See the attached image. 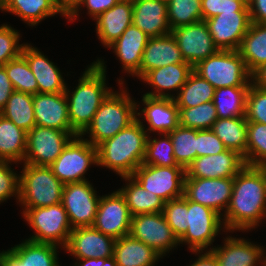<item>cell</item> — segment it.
Instances as JSON below:
<instances>
[{"label": "cell", "mask_w": 266, "mask_h": 266, "mask_svg": "<svg viewBox=\"0 0 266 266\" xmlns=\"http://www.w3.org/2000/svg\"><path fill=\"white\" fill-rule=\"evenodd\" d=\"M99 266H118L115 258L112 256L110 258H99Z\"/></svg>", "instance_id": "cell-58"}, {"label": "cell", "mask_w": 266, "mask_h": 266, "mask_svg": "<svg viewBox=\"0 0 266 266\" xmlns=\"http://www.w3.org/2000/svg\"><path fill=\"white\" fill-rule=\"evenodd\" d=\"M171 230L179 239L187 230V198L185 196L164 203L162 211Z\"/></svg>", "instance_id": "cell-44"}, {"label": "cell", "mask_w": 266, "mask_h": 266, "mask_svg": "<svg viewBox=\"0 0 266 266\" xmlns=\"http://www.w3.org/2000/svg\"><path fill=\"white\" fill-rule=\"evenodd\" d=\"M178 92L173 98L177 107L190 108L213 101L215 88L193 70Z\"/></svg>", "instance_id": "cell-37"}, {"label": "cell", "mask_w": 266, "mask_h": 266, "mask_svg": "<svg viewBox=\"0 0 266 266\" xmlns=\"http://www.w3.org/2000/svg\"><path fill=\"white\" fill-rule=\"evenodd\" d=\"M238 52L250 74L266 64V25L252 22Z\"/></svg>", "instance_id": "cell-32"}, {"label": "cell", "mask_w": 266, "mask_h": 266, "mask_svg": "<svg viewBox=\"0 0 266 266\" xmlns=\"http://www.w3.org/2000/svg\"><path fill=\"white\" fill-rule=\"evenodd\" d=\"M21 55L26 59L37 84L38 93H64L66 83L61 72L53 62L49 61L37 48L25 44Z\"/></svg>", "instance_id": "cell-23"}, {"label": "cell", "mask_w": 266, "mask_h": 266, "mask_svg": "<svg viewBox=\"0 0 266 266\" xmlns=\"http://www.w3.org/2000/svg\"><path fill=\"white\" fill-rule=\"evenodd\" d=\"M121 93L111 92L99 106L92 123L81 136L89 133L93 146H98L106 139L114 137L122 129L137 119V103L129 96L127 90ZM132 99V100H131Z\"/></svg>", "instance_id": "cell-5"}, {"label": "cell", "mask_w": 266, "mask_h": 266, "mask_svg": "<svg viewBox=\"0 0 266 266\" xmlns=\"http://www.w3.org/2000/svg\"><path fill=\"white\" fill-rule=\"evenodd\" d=\"M9 163L11 164V161L0 160V202H4L15 194L19 199L20 176L11 170Z\"/></svg>", "instance_id": "cell-48"}, {"label": "cell", "mask_w": 266, "mask_h": 266, "mask_svg": "<svg viewBox=\"0 0 266 266\" xmlns=\"http://www.w3.org/2000/svg\"><path fill=\"white\" fill-rule=\"evenodd\" d=\"M2 11H7L18 15L29 26L37 25L45 17H51L61 13L57 0H6Z\"/></svg>", "instance_id": "cell-31"}, {"label": "cell", "mask_w": 266, "mask_h": 266, "mask_svg": "<svg viewBox=\"0 0 266 266\" xmlns=\"http://www.w3.org/2000/svg\"><path fill=\"white\" fill-rule=\"evenodd\" d=\"M265 178H266V165L264 166Z\"/></svg>", "instance_id": "cell-62"}, {"label": "cell", "mask_w": 266, "mask_h": 266, "mask_svg": "<svg viewBox=\"0 0 266 266\" xmlns=\"http://www.w3.org/2000/svg\"><path fill=\"white\" fill-rule=\"evenodd\" d=\"M116 239L105 235L93 226L73 228L65 250L75 258H110Z\"/></svg>", "instance_id": "cell-19"}, {"label": "cell", "mask_w": 266, "mask_h": 266, "mask_svg": "<svg viewBox=\"0 0 266 266\" xmlns=\"http://www.w3.org/2000/svg\"><path fill=\"white\" fill-rule=\"evenodd\" d=\"M41 262L35 258L11 254L0 266H41Z\"/></svg>", "instance_id": "cell-53"}, {"label": "cell", "mask_w": 266, "mask_h": 266, "mask_svg": "<svg viewBox=\"0 0 266 266\" xmlns=\"http://www.w3.org/2000/svg\"><path fill=\"white\" fill-rule=\"evenodd\" d=\"M219 50H238L250 25L249 11H227L204 20Z\"/></svg>", "instance_id": "cell-16"}, {"label": "cell", "mask_w": 266, "mask_h": 266, "mask_svg": "<svg viewBox=\"0 0 266 266\" xmlns=\"http://www.w3.org/2000/svg\"><path fill=\"white\" fill-rule=\"evenodd\" d=\"M0 114L26 132L36 126L33 95L14 91Z\"/></svg>", "instance_id": "cell-35"}, {"label": "cell", "mask_w": 266, "mask_h": 266, "mask_svg": "<svg viewBox=\"0 0 266 266\" xmlns=\"http://www.w3.org/2000/svg\"><path fill=\"white\" fill-rule=\"evenodd\" d=\"M14 92L4 66H0V111L5 107L10 95Z\"/></svg>", "instance_id": "cell-52"}, {"label": "cell", "mask_w": 266, "mask_h": 266, "mask_svg": "<svg viewBox=\"0 0 266 266\" xmlns=\"http://www.w3.org/2000/svg\"><path fill=\"white\" fill-rule=\"evenodd\" d=\"M113 257L118 266H154L161 256L153 248L128 234L116 239Z\"/></svg>", "instance_id": "cell-29"}, {"label": "cell", "mask_w": 266, "mask_h": 266, "mask_svg": "<svg viewBox=\"0 0 266 266\" xmlns=\"http://www.w3.org/2000/svg\"><path fill=\"white\" fill-rule=\"evenodd\" d=\"M246 166L244 157L233 150L197 157L185 169V178L235 177Z\"/></svg>", "instance_id": "cell-18"}, {"label": "cell", "mask_w": 266, "mask_h": 266, "mask_svg": "<svg viewBox=\"0 0 266 266\" xmlns=\"http://www.w3.org/2000/svg\"><path fill=\"white\" fill-rule=\"evenodd\" d=\"M177 63L187 62H185L174 36L169 33L160 37H151L142 54L137 76L141 79L150 70Z\"/></svg>", "instance_id": "cell-22"}, {"label": "cell", "mask_w": 266, "mask_h": 266, "mask_svg": "<svg viewBox=\"0 0 266 266\" xmlns=\"http://www.w3.org/2000/svg\"><path fill=\"white\" fill-rule=\"evenodd\" d=\"M145 190L164 202L184 196L185 169L141 164L131 175Z\"/></svg>", "instance_id": "cell-11"}, {"label": "cell", "mask_w": 266, "mask_h": 266, "mask_svg": "<svg viewBox=\"0 0 266 266\" xmlns=\"http://www.w3.org/2000/svg\"><path fill=\"white\" fill-rule=\"evenodd\" d=\"M129 234L153 248L161 257L180 244L162 212L133 216Z\"/></svg>", "instance_id": "cell-13"}, {"label": "cell", "mask_w": 266, "mask_h": 266, "mask_svg": "<svg viewBox=\"0 0 266 266\" xmlns=\"http://www.w3.org/2000/svg\"><path fill=\"white\" fill-rule=\"evenodd\" d=\"M246 165H266V124L247 122Z\"/></svg>", "instance_id": "cell-42"}, {"label": "cell", "mask_w": 266, "mask_h": 266, "mask_svg": "<svg viewBox=\"0 0 266 266\" xmlns=\"http://www.w3.org/2000/svg\"><path fill=\"white\" fill-rule=\"evenodd\" d=\"M36 125L62 131L71 128L68 102L64 93H37L33 95Z\"/></svg>", "instance_id": "cell-20"}, {"label": "cell", "mask_w": 266, "mask_h": 266, "mask_svg": "<svg viewBox=\"0 0 266 266\" xmlns=\"http://www.w3.org/2000/svg\"><path fill=\"white\" fill-rule=\"evenodd\" d=\"M222 219L227 231L251 230L266 216L264 166L246 165L235 177L232 195Z\"/></svg>", "instance_id": "cell-2"}, {"label": "cell", "mask_w": 266, "mask_h": 266, "mask_svg": "<svg viewBox=\"0 0 266 266\" xmlns=\"http://www.w3.org/2000/svg\"><path fill=\"white\" fill-rule=\"evenodd\" d=\"M23 216L35 234L12 247L13 254L35 258L41 263L57 259V246L66 247L73 229L62 203L48 207L24 208Z\"/></svg>", "instance_id": "cell-1"}, {"label": "cell", "mask_w": 266, "mask_h": 266, "mask_svg": "<svg viewBox=\"0 0 266 266\" xmlns=\"http://www.w3.org/2000/svg\"><path fill=\"white\" fill-rule=\"evenodd\" d=\"M247 122L266 124V90L250 85L246 97Z\"/></svg>", "instance_id": "cell-46"}, {"label": "cell", "mask_w": 266, "mask_h": 266, "mask_svg": "<svg viewBox=\"0 0 266 266\" xmlns=\"http://www.w3.org/2000/svg\"><path fill=\"white\" fill-rule=\"evenodd\" d=\"M193 70L215 89L251 85V74L238 50H219L199 62Z\"/></svg>", "instance_id": "cell-7"}, {"label": "cell", "mask_w": 266, "mask_h": 266, "mask_svg": "<svg viewBox=\"0 0 266 266\" xmlns=\"http://www.w3.org/2000/svg\"><path fill=\"white\" fill-rule=\"evenodd\" d=\"M120 0H82L80 4L66 17L73 21L77 17V13L79 12V6H86L88 10V14L93 17V20L96 19L99 15H101L106 10L113 7ZM72 19V20H71Z\"/></svg>", "instance_id": "cell-50"}, {"label": "cell", "mask_w": 266, "mask_h": 266, "mask_svg": "<svg viewBox=\"0 0 266 266\" xmlns=\"http://www.w3.org/2000/svg\"><path fill=\"white\" fill-rule=\"evenodd\" d=\"M211 130L228 150L244 157L246 163L247 120L245 117L218 118Z\"/></svg>", "instance_id": "cell-33"}, {"label": "cell", "mask_w": 266, "mask_h": 266, "mask_svg": "<svg viewBox=\"0 0 266 266\" xmlns=\"http://www.w3.org/2000/svg\"><path fill=\"white\" fill-rule=\"evenodd\" d=\"M14 91L35 95L38 93V84L26 59L20 55L4 65Z\"/></svg>", "instance_id": "cell-40"}, {"label": "cell", "mask_w": 266, "mask_h": 266, "mask_svg": "<svg viewBox=\"0 0 266 266\" xmlns=\"http://www.w3.org/2000/svg\"><path fill=\"white\" fill-rule=\"evenodd\" d=\"M105 68L104 62L98 59L84 72L71 95L66 87L65 96L68 102L70 124L78 135H81L92 123L99 106L113 91L106 87Z\"/></svg>", "instance_id": "cell-4"}, {"label": "cell", "mask_w": 266, "mask_h": 266, "mask_svg": "<svg viewBox=\"0 0 266 266\" xmlns=\"http://www.w3.org/2000/svg\"><path fill=\"white\" fill-rule=\"evenodd\" d=\"M82 0H57L59 9L67 17Z\"/></svg>", "instance_id": "cell-56"}, {"label": "cell", "mask_w": 266, "mask_h": 266, "mask_svg": "<svg viewBox=\"0 0 266 266\" xmlns=\"http://www.w3.org/2000/svg\"><path fill=\"white\" fill-rule=\"evenodd\" d=\"M190 266H219L215 255L209 250L199 255V258Z\"/></svg>", "instance_id": "cell-55"}, {"label": "cell", "mask_w": 266, "mask_h": 266, "mask_svg": "<svg viewBox=\"0 0 266 266\" xmlns=\"http://www.w3.org/2000/svg\"><path fill=\"white\" fill-rule=\"evenodd\" d=\"M168 134L177 163L186 169L197 158V130L179 125Z\"/></svg>", "instance_id": "cell-38"}, {"label": "cell", "mask_w": 266, "mask_h": 266, "mask_svg": "<svg viewBox=\"0 0 266 266\" xmlns=\"http://www.w3.org/2000/svg\"><path fill=\"white\" fill-rule=\"evenodd\" d=\"M129 183L118 189L124 196L129 211L133 216L163 211L164 201L152 192L145 190L132 176L122 177Z\"/></svg>", "instance_id": "cell-30"}, {"label": "cell", "mask_w": 266, "mask_h": 266, "mask_svg": "<svg viewBox=\"0 0 266 266\" xmlns=\"http://www.w3.org/2000/svg\"><path fill=\"white\" fill-rule=\"evenodd\" d=\"M132 4V23L150 38L171 33L167 0H133Z\"/></svg>", "instance_id": "cell-21"}, {"label": "cell", "mask_w": 266, "mask_h": 266, "mask_svg": "<svg viewBox=\"0 0 266 266\" xmlns=\"http://www.w3.org/2000/svg\"><path fill=\"white\" fill-rule=\"evenodd\" d=\"M251 22L266 25V0H249Z\"/></svg>", "instance_id": "cell-51"}, {"label": "cell", "mask_w": 266, "mask_h": 266, "mask_svg": "<svg viewBox=\"0 0 266 266\" xmlns=\"http://www.w3.org/2000/svg\"><path fill=\"white\" fill-rule=\"evenodd\" d=\"M6 0H0V10L3 8Z\"/></svg>", "instance_id": "cell-61"}, {"label": "cell", "mask_w": 266, "mask_h": 266, "mask_svg": "<svg viewBox=\"0 0 266 266\" xmlns=\"http://www.w3.org/2000/svg\"><path fill=\"white\" fill-rule=\"evenodd\" d=\"M225 150L223 142L211 129L197 130V157L219 154Z\"/></svg>", "instance_id": "cell-49"}, {"label": "cell", "mask_w": 266, "mask_h": 266, "mask_svg": "<svg viewBox=\"0 0 266 266\" xmlns=\"http://www.w3.org/2000/svg\"><path fill=\"white\" fill-rule=\"evenodd\" d=\"M142 101L145 107L141 113L137 112V116L142 113L144 115L149 129L160 135L168 134L179 126V108L173 98L168 97H150L143 95Z\"/></svg>", "instance_id": "cell-24"}, {"label": "cell", "mask_w": 266, "mask_h": 266, "mask_svg": "<svg viewBox=\"0 0 266 266\" xmlns=\"http://www.w3.org/2000/svg\"><path fill=\"white\" fill-rule=\"evenodd\" d=\"M99 201L100 196L87 180L64 184L61 203L72 228L93 226Z\"/></svg>", "instance_id": "cell-12"}, {"label": "cell", "mask_w": 266, "mask_h": 266, "mask_svg": "<svg viewBox=\"0 0 266 266\" xmlns=\"http://www.w3.org/2000/svg\"><path fill=\"white\" fill-rule=\"evenodd\" d=\"M167 18L171 29L203 21L201 0H167Z\"/></svg>", "instance_id": "cell-39"}, {"label": "cell", "mask_w": 266, "mask_h": 266, "mask_svg": "<svg viewBox=\"0 0 266 266\" xmlns=\"http://www.w3.org/2000/svg\"><path fill=\"white\" fill-rule=\"evenodd\" d=\"M163 137L161 140L159 138L152 140L148 134L143 164L160 167L181 166L175 159L170 135L163 134Z\"/></svg>", "instance_id": "cell-43"}, {"label": "cell", "mask_w": 266, "mask_h": 266, "mask_svg": "<svg viewBox=\"0 0 266 266\" xmlns=\"http://www.w3.org/2000/svg\"><path fill=\"white\" fill-rule=\"evenodd\" d=\"M58 263V260L54 259L53 261L42 263L41 266H60Z\"/></svg>", "instance_id": "cell-60"}, {"label": "cell", "mask_w": 266, "mask_h": 266, "mask_svg": "<svg viewBox=\"0 0 266 266\" xmlns=\"http://www.w3.org/2000/svg\"><path fill=\"white\" fill-rule=\"evenodd\" d=\"M221 220L222 216L213 209L187 199L188 227L179 243H187L193 253H203L220 232Z\"/></svg>", "instance_id": "cell-9"}, {"label": "cell", "mask_w": 266, "mask_h": 266, "mask_svg": "<svg viewBox=\"0 0 266 266\" xmlns=\"http://www.w3.org/2000/svg\"><path fill=\"white\" fill-rule=\"evenodd\" d=\"M192 71L193 67L189 63L170 64L150 70L141 78V80L152 85L154 92H148L144 95L150 97L174 98L173 95L165 93V91L180 90Z\"/></svg>", "instance_id": "cell-28"}, {"label": "cell", "mask_w": 266, "mask_h": 266, "mask_svg": "<svg viewBox=\"0 0 266 266\" xmlns=\"http://www.w3.org/2000/svg\"><path fill=\"white\" fill-rule=\"evenodd\" d=\"M249 0H201L203 21L227 11H249Z\"/></svg>", "instance_id": "cell-47"}, {"label": "cell", "mask_w": 266, "mask_h": 266, "mask_svg": "<svg viewBox=\"0 0 266 266\" xmlns=\"http://www.w3.org/2000/svg\"><path fill=\"white\" fill-rule=\"evenodd\" d=\"M224 246L210 248L219 266H255L261 262L265 266L266 256L261 246L252 244L244 238L226 237Z\"/></svg>", "instance_id": "cell-25"}, {"label": "cell", "mask_w": 266, "mask_h": 266, "mask_svg": "<svg viewBox=\"0 0 266 266\" xmlns=\"http://www.w3.org/2000/svg\"><path fill=\"white\" fill-rule=\"evenodd\" d=\"M138 118L114 137L97 146V166L112 169L124 177L131 176L143 163L148 132Z\"/></svg>", "instance_id": "cell-3"}, {"label": "cell", "mask_w": 266, "mask_h": 266, "mask_svg": "<svg viewBox=\"0 0 266 266\" xmlns=\"http://www.w3.org/2000/svg\"><path fill=\"white\" fill-rule=\"evenodd\" d=\"M19 180V202L24 208L48 207L62 202L64 184L50 167L24 163Z\"/></svg>", "instance_id": "cell-6"}, {"label": "cell", "mask_w": 266, "mask_h": 266, "mask_svg": "<svg viewBox=\"0 0 266 266\" xmlns=\"http://www.w3.org/2000/svg\"><path fill=\"white\" fill-rule=\"evenodd\" d=\"M149 38L132 23L108 48L114 50L123 65L124 71L137 76L141 66L142 54Z\"/></svg>", "instance_id": "cell-26"}, {"label": "cell", "mask_w": 266, "mask_h": 266, "mask_svg": "<svg viewBox=\"0 0 266 266\" xmlns=\"http://www.w3.org/2000/svg\"><path fill=\"white\" fill-rule=\"evenodd\" d=\"M75 266H99V258L79 259V263L76 262Z\"/></svg>", "instance_id": "cell-57"}, {"label": "cell", "mask_w": 266, "mask_h": 266, "mask_svg": "<svg viewBox=\"0 0 266 266\" xmlns=\"http://www.w3.org/2000/svg\"><path fill=\"white\" fill-rule=\"evenodd\" d=\"M251 84L266 90V64L259 66L251 73Z\"/></svg>", "instance_id": "cell-54"}, {"label": "cell", "mask_w": 266, "mask_h": 266, "mask_svg": "<svg viewBox=\"0 0 266 266\" xmlns=\"http://www.w3.org/2000/svg\"><path fill=\"white\" fill-rule=\"evenodd\" d=\"M91 164H98L97 147L78 135L49 167L63 184H67L86 181L84 174Z\"/></svg>", "instance_id": "cell-8"}, {"label": "cell", "mask_w": 266, "mask_h": 266, "mask_svg": "<svg viewBox=\"0 0 266 266\" xmlns=\"http://www.w3.org/2000/svg\"><path fill=\"white\" fill-rule=\"evenodd\" d=\"M234 177L207 179L185 178L184 196L195 203L207 206L220 215L227 209L232 195Z\"/></svg>", "instance_id": "cell-14"}, {"label": "cell", "mask_w": 266, "mask_h": 266, "mask_svg": "<svg viewBox=\"0 0 266 266\" xmlns=\"http://www.w3.org/2000/svg\"><path fill=\"white\" fill-rule=\"evenodd\" d=\"M132 215L119 190L100 197L93 227L105 235L119 239L130 233Z\"/></svg>", "instance_id": "cell-15"}, {"label": "cell", "mask_w": 266, "mask_h": 266, "mask_svg": "<svg viewBox=\"0 0 266 266\" xmlns=\"http://www.w3.org/2000/svg\"><path fill=\"white\" fill-rule=\"evenodd\" d=\"M20 33L7 24L0 26V66L19 57L23 46L19 45Z\"/></svg>", "instance_id": "cell-45"}, {"label": "cell", "mask_w": 266, "mask_h": 266, "mask_svg": "<svg viewBox=\"0 0 266 266\" xmlns=\"http://www.w3.org/2000/svg\"><path fill=\"white\" fill-rule=\"evenodd\" d=\"M26 146L27 132L0 114V160L24 161Z\"/></svg>", "instance_id": "cell-34"}, {"label": "cell", "mask_w": 266, "mask_h": 266, "mask_svg": "<svg viewBox=\"0 0 266 266\" xmlns=\"http://www.w3.org/2000/svg\"><path fill=\"white\" fill-rule=\"evenodd\" d=\"M75 136H78L75 131H62L36 125L27 132V146L23 162L49 167Z\"/></svg>", "instance_id": "cell-10"}, {"label": "cell", "mask_w": 266, "mask_h": 266, "mask_svg": "<svg viewBox=\"0 0 266 266\" xmlns=\"http://www.w3.org/2000/svg\"><path fill=\"white\" fill-rule=\"evenodd\" d=\"M12 250L0 252V265L12 254Z\"/></svg>", "instance_id": "cell-59"}, {"label": "cell", "mask_w": 266, "mask_h": 266, "mask_svg": "<svg viewBox=\"0 0 266 266\" xmlns=\"http://www.w3.org/2000/svg\"><path fill=\"white\" fill-rule=\"evenodd\" d=\"M250 86L215 89L213 104L218 118L245 117L246 97Z\"/></svg>", "instance_id": "cell-36"}, {"label": "cell", "mask_w": 266, "mask_h": 266, "mask_svg": "<svg viewBox=\"0 0 266 266\" xmlns=\"http://www.w3.org/2000/svg\"><path fill=\"white\" fill-rule=\"evenodd\" d=\"M218 119L212 101L190 108H179V125L196 130L211 129Z\"/></svg>", "instance_id": "cell-41"}, {"label": "cell", "mask_w": 266, "mask_h": 266, "mask_svg": "<svg viewBox=\"0 0 266 266\" xmlns=\"http://www.w3.org/2000/svg\"><path fill=\"white\" fill-rule=\"evenodd\" d=\"M185 62L192 67L219 51L205 21L171 30Z\"/></svg>", "instance_id": "cell-17"}, {"label": "cell", "mask_w": 266, "mask_h": 266, "mask_svg": "<svg viewBox=\"0 0 266 266\" xmlns=\"http://www.w3.org/2000/svg\"><path fill=\"white\" fill-rule=\"evenodd\" d=\"M131 0H120L96 19V33L104 46L109 47L132 24Z\"/></svg>", "instance_id": "cell-27"}]
</instances>
